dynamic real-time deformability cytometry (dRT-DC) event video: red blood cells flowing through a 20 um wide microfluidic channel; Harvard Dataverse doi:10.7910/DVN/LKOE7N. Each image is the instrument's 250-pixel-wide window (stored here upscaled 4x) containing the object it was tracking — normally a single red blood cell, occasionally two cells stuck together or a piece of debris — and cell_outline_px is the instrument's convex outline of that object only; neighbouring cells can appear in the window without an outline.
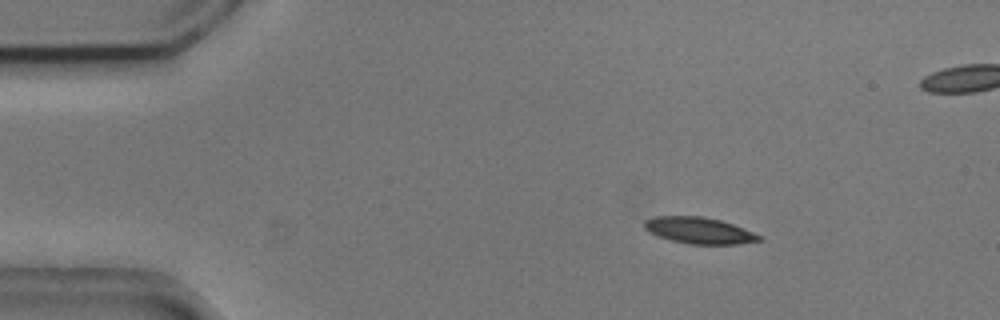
{"species": "common noctule bat (a hibernating species)", "species_latin": "Nyctalus noctula", "temperature_condition": "cold", "stored_images_in_passage": 4, "camera_frame_rate_fps": 3000, "um_per_image_px": 0.085, "animal": {"sex": "male", "body_mass_g": 20.5, "forearm_length_mm": 52.5}, "frame": {"image": 1, "passage_image": 1, "time_ms": 0.0, "image_size_px": [1000, 320], "cell_outline_px": [[764, 240], [736, 244], [688, 244], [672, 240], [648, 232], [644, 228], [644, 220], [656, 216], [704, 216], [720, 220], [732, 224], [764, 236]], "centroid_in_image_um": [59.45, 19.59], "position_along_channel_um": 25.6, "area_um2": 17.69}}